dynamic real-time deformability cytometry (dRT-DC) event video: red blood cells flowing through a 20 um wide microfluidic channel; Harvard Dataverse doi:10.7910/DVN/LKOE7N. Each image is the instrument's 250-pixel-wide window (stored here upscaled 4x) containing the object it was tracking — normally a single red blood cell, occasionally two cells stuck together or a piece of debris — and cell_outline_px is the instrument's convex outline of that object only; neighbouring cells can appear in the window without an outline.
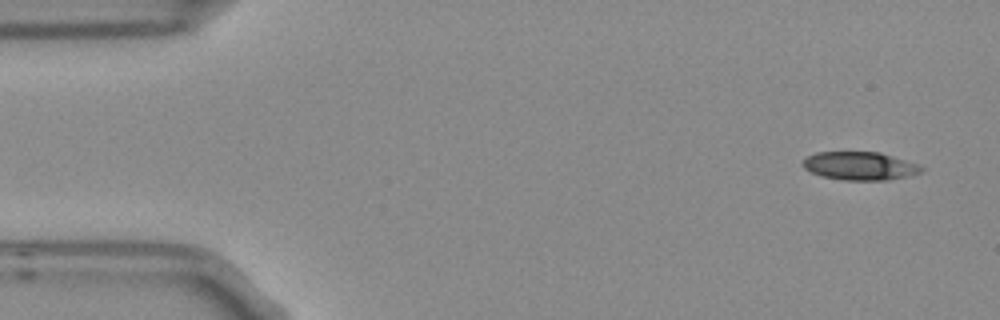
{"species": "Egyptian fruit bat (a non-hibernating species)", "species_latin": "Rousettus aegyptiacus", "temperature_condition": "room temperature", "stored_images_in_passage": 5, "segment_of_instrument_passage": [2, 2], "camera_frame_rate_fps": 3000, "um_per_image_px": 0.085, "frame": {"image": 1, "passage_image": 5, "time_ms": 1.333, "image_size_px": [1000, 320], "cell_outline_px": [[924, 168], [920, 172], [888, 180], [844, 180], [820, 176], [804, 168], [800, 164], [808, 156], [816, 152], [880, 152], [916, 164]], "centroid_in_image_um": [73.02, 14.1], "position_along_channel_um": 12.0, "area_um2": 19.25}}